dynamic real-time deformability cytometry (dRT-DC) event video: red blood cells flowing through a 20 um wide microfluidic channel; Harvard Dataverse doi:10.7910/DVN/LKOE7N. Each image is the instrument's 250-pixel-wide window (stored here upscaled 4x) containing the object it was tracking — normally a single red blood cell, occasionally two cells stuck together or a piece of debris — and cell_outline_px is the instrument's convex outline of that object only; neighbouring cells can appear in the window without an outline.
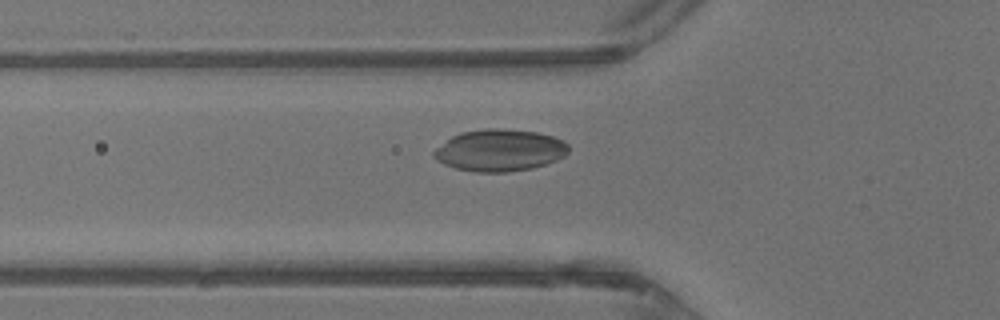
{"species": "common noctule bat (a hibernating species)", "species_latin": "Nyctalus noctula", "temperature_condition": "warm", "stored_images_in_passage": 24, "camera_frame_rate_fps": 3000, "um_per_image_px": 0.085, "animal": {"sex": "male", "body_mass_g": 13.3}, "frame": {"image": 1, "passage_image": 3, "time_ms": 0.667, "image_size_px": [1000, 320], "cell_outline_px": [[568, 152], [564, 156], [556, 160], [532, 168], [508, 172], [472, 172], [456, 168], [444, 164], [436, 160], [432, 156], [432, 152], [436, 148], [452, 136], [460, 132], [484, 128], [500, 128], [536, 132], [552, 136], [564, 140], [568, 144]], "centroid_in_image_um": [42.45, 12.77], "position_along_channel_um": 83.3, "area_um2": 33.0}}
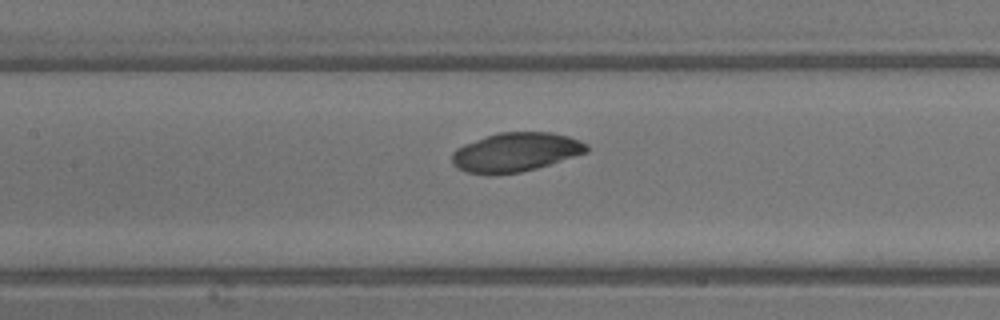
{"frame": {"image": 2, "passage_image": 8, "time_ms": 2.333, "image_size_px": [1000, 320], "cell_outline_px": [[588, 152], [536, 168], [520, 172], [496, 176], [492, 176], [468, 172], [456, 168], [452, 164], [452, 152], [456, 148], [464, 144], [500, 132], [552, 132], [568, 136], [580, 140], [588, 144]], "centroid_in_image_um": [43.81, 12.95], "position_along_channel_um": 163.6, "area_um2": 30.81}}
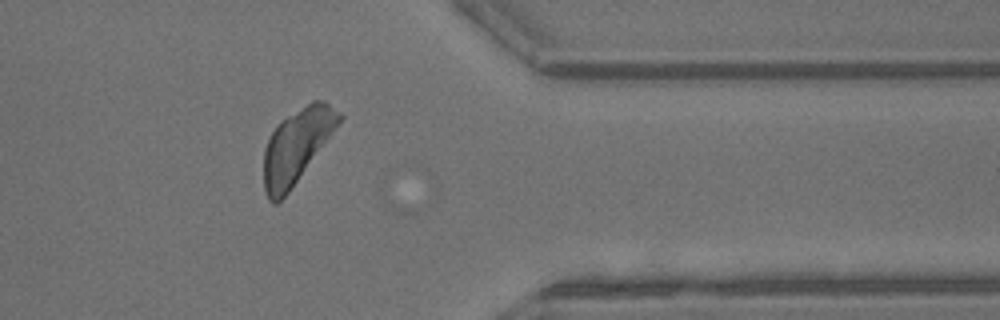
{"frame": {"image": 3, "passage_image": 23, "time_ms": 7.333, "image_size_px": [1000, 320], "cell_outline_px": [[344, 116], [288, 192], [276, 204], [272, 204], [268, 200], [264, 192], [264, 148], [276, 124], [280, 120], [312, 100], [324, 100], [340, 112]], "centroid_in_image_um": [25.18, 12.38], "position_along_channel_um": 386.2, "area_um2": 31.91}}